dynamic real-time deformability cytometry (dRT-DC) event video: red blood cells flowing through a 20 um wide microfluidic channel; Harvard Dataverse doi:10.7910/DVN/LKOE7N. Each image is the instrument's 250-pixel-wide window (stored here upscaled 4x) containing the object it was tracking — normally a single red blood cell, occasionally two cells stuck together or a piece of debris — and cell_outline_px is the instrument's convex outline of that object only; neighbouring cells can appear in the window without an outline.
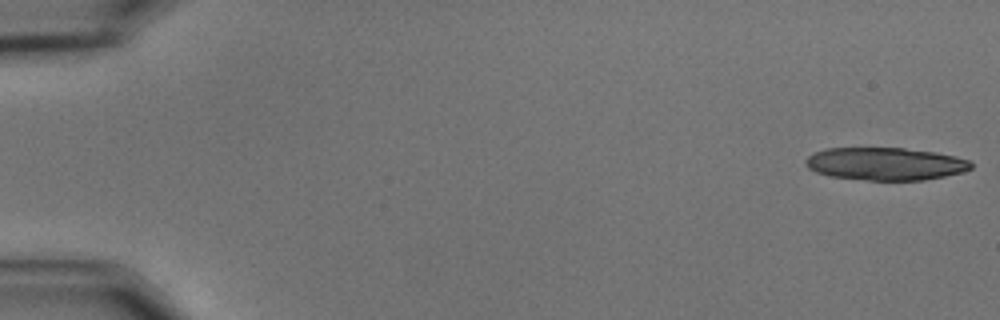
{"species": "common noctule bat (a hibernating species)", "species_latin": "Nyctalus noctula", "temperature_condition": "cold", "stored_images_in_passage": 18, "camera_frame_rate_fps": 3000, "um_per_image_px": 0.085, "animal": {"sex": "male", "body_mass_g": 15.6}, "frame": {"image": 1, "passage_image": 1, "time_ms": 0.0, "image_size_px": [1000, 320], "cell_outline_px": [[972, 168], [960, 172], [944, 176], [924, 180], [868, 180], [832, 176], [816, 172], [808, 168], [804, 164], [804, 160], [808, 156], [824, 148], [904, 148], [936, 152], [956, 156], [968, 160], [972, 164]], "centroid_in_image_um": [75.24, 13.92], "position_along_channel_um": 9.8, "area_um2": 31.44}}